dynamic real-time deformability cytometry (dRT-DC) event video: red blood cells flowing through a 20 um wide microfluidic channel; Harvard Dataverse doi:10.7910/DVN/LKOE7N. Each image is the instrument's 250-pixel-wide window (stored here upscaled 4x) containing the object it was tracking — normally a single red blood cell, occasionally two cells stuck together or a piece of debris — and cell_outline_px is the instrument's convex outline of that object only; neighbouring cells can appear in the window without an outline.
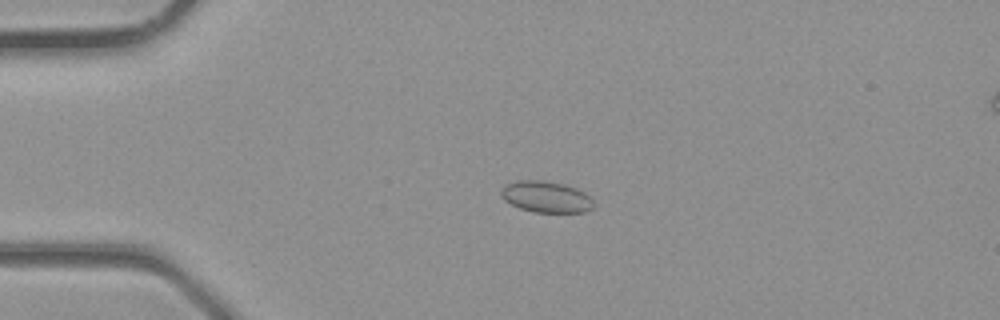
{"species": "common noctule bat (a hibernating species)", "species_latin": "Nyctalus noctula", "temperature_condition": "room temperature", "stored_images_in_passage": 3, "camera_frame_rate_fps": 3000, "um_per_image_px": 0.085, "animal": {"sex": "male", "body_mass_g": 23.1, "forearm_length_mm": 52.7}, "frame": {"image": 1, "passage_image": 2, "time_ms": 0.333, "image_size_px": [1000, 320], "cell_outline_px": [[592, 208], [584, 212], [532, 212], [520, 208], [504, 200], [500, 196], [500, 192], [504, 184], [516, 180], [544, 180], [564, 184], [576, 188], [584, 192], [592, 200]], "centroid_in_image_um": [46.37, 16.72], "position_along_channel_um": 38.6, "area_um2": 16.94}}